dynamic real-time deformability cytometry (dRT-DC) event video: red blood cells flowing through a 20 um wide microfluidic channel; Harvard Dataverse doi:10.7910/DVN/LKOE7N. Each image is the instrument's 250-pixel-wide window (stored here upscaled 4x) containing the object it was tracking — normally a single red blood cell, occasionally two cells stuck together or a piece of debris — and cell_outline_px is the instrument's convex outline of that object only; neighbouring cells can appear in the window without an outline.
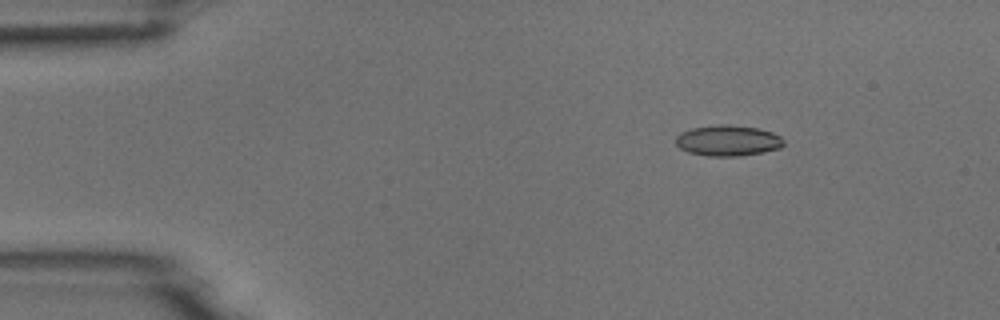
{"species": "common noctule bat (a hibernating species)", "species_latin": "Nyctalus noctula", "temperature_condition": "room temperature", "stored_images_in_passage": 8, "camera_frame_rate_fps": 3000, "um_per_image_px": 0.085, "animal": {"sex": "male", "body_mass_g": 18.8}, "frame": {"image": 1, "passage_image": 2, "time_ms": 1.333, "image_size_px": [1000, 320], "cell_outline_px": [[784, 144], [780, 148], [764, 152], [740, 156], [708, 156], [688, 152], [680, 148], [676, 144], [676, 136], [680, 132], [692, 128], [716, 124], [728, 124], [756, 128], [772, 132], [780, 136], [784, 140]], "centroid_in_image_um": [61.86, 11.95], "position_along_channel_um": 23.1, "area_um2": 19.48}}
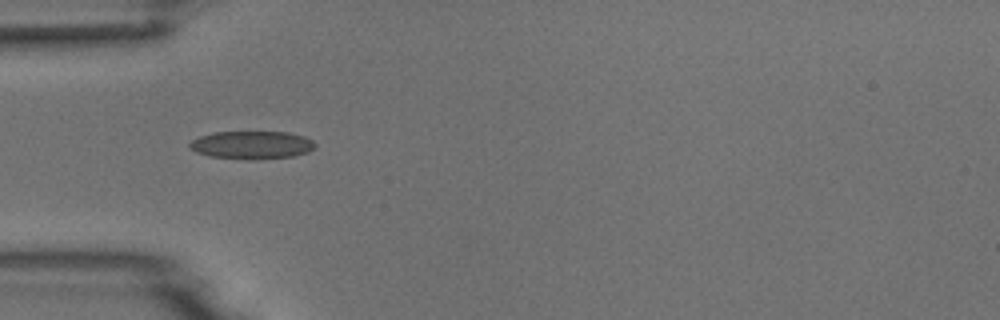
{"frame": {"image": 2, "passage_image": 4, "time_ms": 4.333, "image_size_px": [1000, 320], "cell_outline_px": [[316, 148], [308, 152], [292, 156], [256, 160], [248, 160], [208, 156], [196, 152], [188, 148], [188, 144], [192, 140], [200, 136], [216, 132], [288, 132], [304, 136], [312, 140], [316, 144]], "centroid_in_image_um": [21.4, 12.33], "position_along_channel_um": 63.6, "area_um2": 20.69}}